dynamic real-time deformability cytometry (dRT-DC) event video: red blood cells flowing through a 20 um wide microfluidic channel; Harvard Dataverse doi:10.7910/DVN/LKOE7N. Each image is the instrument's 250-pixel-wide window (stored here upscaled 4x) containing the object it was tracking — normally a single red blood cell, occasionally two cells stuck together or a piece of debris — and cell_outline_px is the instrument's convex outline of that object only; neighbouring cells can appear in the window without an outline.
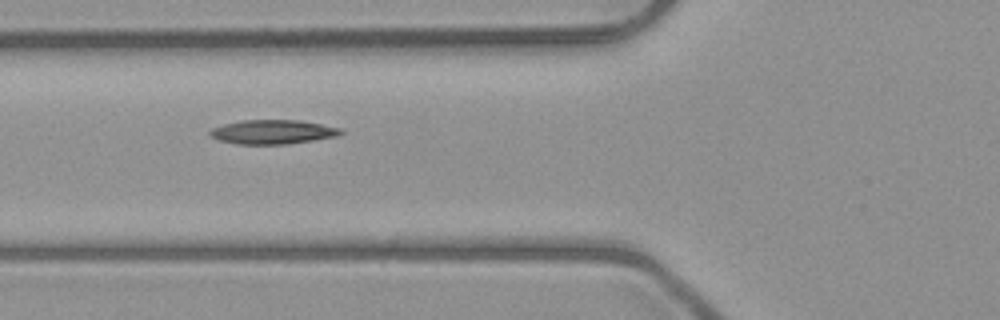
{"species": "common noctule bat (a hibernating species)", "species_latin": "Nyctalus noctula", "temperature_condition": "room temperature", "stored_images_in_passage": 5, "camera_frame_rate_fps": 3000, "um_per_image_px": 0.085, "animal": {"sex": "male", "body_mass_g": 23.1, "forearm_length_mm": 52.7}, "frame": {"image": 1, "passage_image": 2, "time_ms": 2.0, "image_size_px": [1000, 320], "cell_outline_px": [[344, 132], [336, 136], [288, 144], [236, 144], [220, 140], [212, 136], [208, 132], [212, 128], [224, 124], [240, 120], [300, 120], [340, 128]], "centroid_in_image_um": [23.16, 11.21], "position_along_channel_um": 102.6, "area_um2": 18.26}}
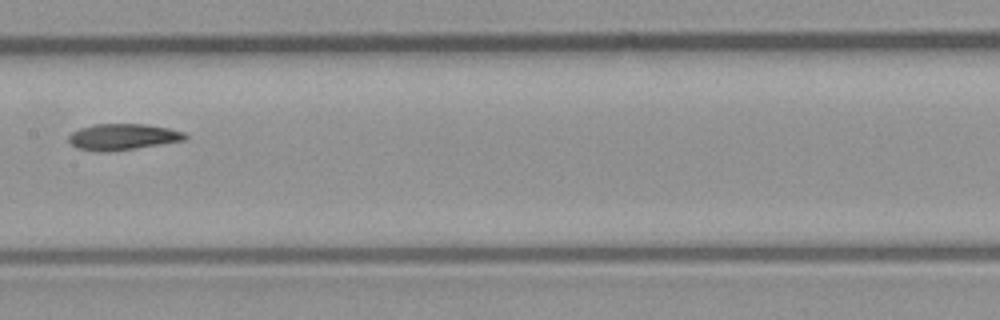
{"frame": {"image": 2, "passage_image": 4, "time_ms": 4.333, "image_size_px": [1000, 320], "cell_outline_px": [[188, 136], [184, 140], [132, 148], [100, 152], [96, 152], [76, 148], [68, 140], [68, 136], [72, 132], [80, 128], [92, 124], [144, 124], [168, 128], [184, 132]], "centroid_in_image_um": [10.38, 11.62], "position_along_channel_um": 197.0, "area_um2": 17.51}}
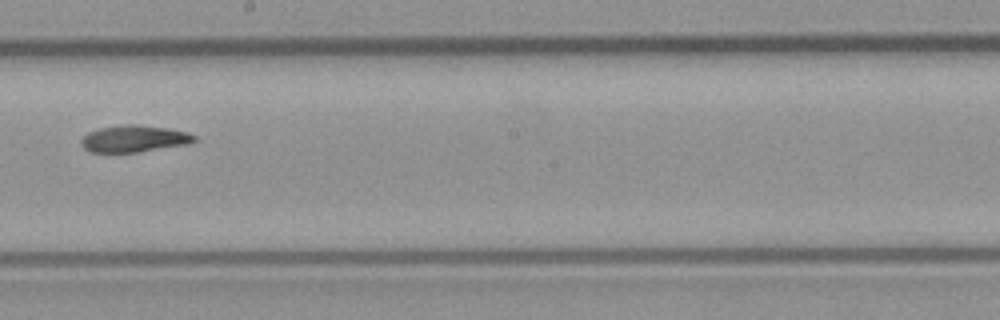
{"frame": {"image": 3, "passage_image": 5, "time_ms": 5.333, "image_size_px": [1000, 320], "cell_outline_px": [[196, 140], [184, 144], [136, 152], [92, 152], [84, 148], [80, 144], [80, 140], [88, 132], [100, 128], [124, 124], [136, 124], [168, 128], [184, 132], [196, 136]], "centroid_in_image_um": [11.33, 11.78], "position_along_channel_um": 236.9, "area_um2": 17.34}}